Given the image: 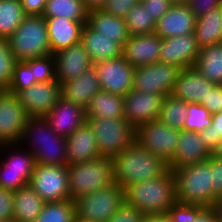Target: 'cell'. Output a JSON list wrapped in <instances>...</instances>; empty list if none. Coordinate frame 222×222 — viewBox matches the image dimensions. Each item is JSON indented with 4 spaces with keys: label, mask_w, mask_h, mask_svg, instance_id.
<instances>
[{
    "label": "cell",
    "mask_w": 222,
    "mask_h": 222,
    "mask_svg": "<svg viewBox=\"0 0 222 222\" xmlns=\"http://www.w3.org/2000/svg\"><path fill=\"white\" fill-rule=\"evenodd\" d=\"M16 95L29 117H44L61 98V84L57 79L37 82Z\"/></svg>",
    "instance_id": "14"
},
{
    "label": "cell",
    "mask_w": 222,
    "mask_h": 222,
    "mask_svg": "<svg viewBox=\"0 0 222 222\" xmlns=\"http://www.w3.org/2000/svg\"><path fill=\"white\" fill-rule=\"evenodd\" d=\"M87 25L103 36L112 38L122 47L129 38L125 19L108 14L102 9L88 11Z\"/></svg>",
    "instance_id": "28"
},
{
    "label": "cell",
    "mask_w": 222,
    "mask_h": 222,
    "mask_svg": "<svg viewBox=\"0 0 222 222\" xmlns=\"http://www.w3.org/2000/svg\"><path fill=\"white\" fill-rule=\"evenodd\" d=\"M24 62L32 69V74L36 83L56 80L54 55L49 54Z\"/></svg>",
    "instance_id": "39"
},
{
    "label": "cell",
    "mask_w": 222,
    "mask_h": 222,
    "mask_svg": "<svg viewBox=\"0 0 222 222\" xmlns=\"http://www.w3.org/2000/svg\"><path fill=\"white\" fill-rule=\"evenodd\" d=\"M114 181L120 187L162 176L168 163L144 149L136 140L114 159Z\"/></svg>",
    "instance_id": "2"
},
{
    "label": "cell",
    "mask_w": 222,
    "mask_h": 222,
    "mask_svg": "<svg viewBox=\"0 0 222 222\" xmlns=\"http://www.w3.org/2000/svg\"><path fill=\"white\" fill-rule=\"evenodd\" d=\"M55 58L56 79L60 84L77 78L93 66L88 52L81 42L53 54Z\"/></svg>",
    "instance_id": "20"
},
{
    "label": "cell",
    "mask_w": 222,
    "mask_h": 222,
    "mask_svg": "<svg viewBox=\"0 0 222 222\" xmlns=\"http://www.w3.org/2000/svg\"><path fill=\"white\" fill-rule=\"evenodd\" d=\"M28 119L18 96L5 90L0 95V152L3 148L8 151L9 147L14 149L20 145Z\"/></svg>",
    "instance_id": "9"
},
{
    "label": "cell",
    "mask_w": 222,
    "mask_h": 222,
    "mask_svg": "<svg viewBox=\"0 0 222 222\" xmlns=\"http://www.w3.org/2000/svg\"><path fill=\"white\" fill-rule=\"evenodd\" d=\"M29 185L44 202L70 200L67 166L35 164Z\"/></svg>",
    "instance_id": "10"
},
{
    "label": "cell",
    "mask_w": 222,
    "mask_h": 222,
    "mask_svg": "<svg viewBox=\"0 0 222 222\" xmlns=\"http://www.w3.org/2000/svg\"><path fill=\"white\" fill-rule=\"evenodd\" d=\"M43 17H64L87 24L88 10L83 0H48Z\"/></svg>",
    "instance_id": "33"
},
{
    "label": "cell",
    "mask_w": 222,
    "mask_h": 222,
    "mask_svg": "<svg viewBox=\"0 0 222 222\" xmlns=\"http://www.w3.org/2000/svg\"><path fill=\"white\" fill-rule=\"evenodd\" d=\"M80 42L94 63L110 60L122 56V46L112 38L103 36L100 32L84 25Z\"/></svg>",
    "instance_id": "27"
},
{
    "label": "cell",
    "mask_w": 222,
    "mask_h": 222,
    "mask_svg": "<svg viewBox=\"0 0 222 222\" xmlns=\"http://www.w3.org/2000/svg\"><path fill=\"white\" fill-rule=\"evenodd\" d=\"M139 2L147 8L156 22L162 18L172 5L170 0H139Z\"/></svg>",
    "instance_id": "48"
},
{
    "label": "cell",
    "mask_w": 222,
    "mask_h": 222,
    "mask_svg": "<svg viewBox=\"0 0 222 222\" xmlns=\"http://www.w3.org/2000/svg\"><path fill=\"white\" fill-rule=\"evenodd\" d=\"M101 90L96 70L92 66L77 78L61 84V97L86 109L91 98Z\"/></svg>",
    "instance_id": "24"
},
{
    "label": "cell",
    "mask_w": 222,
    "mask_h": 222,
    "mask_svg": "<svg viewBox=\"0 0 222 222\" xmlns=\"http://www.w3.org/2000/svg\"><path fill=\"white\" fill-rule=\"evenodd\" d=\"M124 19L129 36L155 32L156 21L140 2L129 11Z\"/></svg>",
    "instance_id": "37"
},
{
    "label": "cell",
    "mask_w": 222,
    "mask_h": 222,
    "mask_svg": "<svg viewBox=\"0 0 222 222\" xmlns=\"http://www.w3.org/2000/svg\"><path fill=\"white\" fill-rule=\"evenodd\" d=\"M221 5V0H189L188 2V6L196 17L203 16Z\"/></svg>",
    "instance_id": "49"
},
{
    "label": "cell",
    "mask_w": 222,
    "mask_h": 222,
    "mask_svg": "<svg viewBox=\"0 0 222 222\" xmlns=\"http://www.w3.org/2000/svg\"><path fill=\"white\" fill-rule=\"evenodd\" d=\"M196 19L188 4H172L156 22L155 33L162 39L194 33Z\"/></svg>",
    "instance_id": "21"
},
{
    "label": "cell",
    "mask_w": 222,
    "mask_h": 222,
    "mask_svg": "<svg viewBox=\"0 0 222 222\" xmlns=\"http://www.w3.org/2000/svg\"><path fill=\"white\" fill-rule=\"evenodd\" d=\"M45 202L27 184L14 191L13 219L17 222H35Z\"/></svg>",
    "instance_id": "30"
},
{
    "label": "cell",
    "mask_w": 222,
    "mask_h": 222,
    "mask_svg": "<svg viewBox=\"0 0 222 222\" xmlns=\"http://www.w3.org/2000/svg\"><path fill=\"white\" fill-rule=\"evenodd\" d=\"M24 139L32 142L33 148H26L36 164L67 166L66 138L58 135L44 117H29L20 144Z\"/></svg>",
    "instance_id": "3"
},
{
    "label": "cell",
    "mask_w": 222,
    "mask_h": 222,
    "mask_svg": "<svg viewBox=\"0 0 222 222\" xmlns=\"http://www.w3.org/2000/svg\"><path fill=\"white\" fill-rule=\"evenodd\" d=\"M180 70L177 66L160 61L136 67L132 90L159 94L165 97L172 93Z\"/></svg>",
    "instance_id": "12"
},
{
    "label": "cell",
    "mask_w": 222,
    "mask_h": 222,
    "mask_svg": "<svg viewBox=\"0 0 222 222\" xmlns=\"http://www.w3.org/2000/svg\"><path fill=\"white\" fill-rule=\"evenodd\" d=\"M86 123L96 137L101 157L114 159L135 141L136 130L125 118H86Z\"/></svg>",
    "instance_id": "7"
},
{
    "label": "cell",
    "mask_w": 222,
    "mask_h": 222,
    "mask_svg": "<svg viewBox=\"0 0 222 222\" xmlns=\"http://www.w3.org/2000/svg\"><path fill=\"white\" fill-rule=\"evenodd\" d=\"M208 163L211 167V178L213 193L222 198V159H219L212 154L208 158Z\"/></svg>",
    "instance_id": "46"
},
{
    "label": "cell",
    "mask_w": 222,
    "mask_h": 222,
    "mask_svg": "<svg viewBox=\"0 0 222 222\" xmlns=\"http://www.w3.org/2000/svg\"><path fill=\"white\" fill-rule=\"evenodd\" d=\"M101 90L125 96L133 89L135 68L123 56L93 64Z\"/></svg>",
    "instance_id": "13"
},
{
    "label": "cell",
    "mask_w": 222,
    "mask_h": 222,
    "mask_svg": "<svg viewBox=\"0 0 222 222\" xmlns=\"http://www.w3.org/2000/svg\"><path fill=\"white\" fill-rule=\"evenodd\" d=\"M44 18L52 55L80 42L84 23L64 17Z\"/></svg>",
    "instance_id": "23"
},
{
    "label": "cell",
    "mask_w": 222,
    "mask_h": 222,
    "mask_svg": "<svg viewBox=\"0 0 222 222\" xmlns=\"http://www.w3.org/2000/svg\"><path fill=\"white\" fill-rule=\"evenodd\" d=\"M35 83L32 69L24 61H17L6 91L17 94L20 90L31 87Z\"/></svg>",
    "instance_id": "41"
},
{
    "label": "cell",
    "mask_w": 222,
    "mask_h": 222,
    "mask_svg": "<svg viewBox=\"0 0 222 222\" xmlns=\"http://www.w3.org/2000/svg\"><path fill=\"white\" fill-rule=\"evenodd\" d=\"M139 0H107L102 8L106 13L125 18Z\"/></svg>",
    "instance_id": "43"
},
{
    "label": "cell",
    "mask_w": 222,
    "mask_h": 222,
    "mask_svg": "<svg viewBox=\"0 0 222 222\" xmlns=\"http://www.w3.org/2000/svg\"><path fill=\"white\" fill-rule=\"evenodd\" d=\"M5 91V89L0 88V95Z\"/></svg>",
    "instance_id": "62"
},
{
    "label": "cell",
    "mask_w": 222,
    "mask_h": 222,
    "mask_svg": "<svg viewBox=\"0 0 222 222\" xmlns=\"http://www.w3.org/2000/svg\"><path fill=\"white\" fill-rule=\"evenodd\" d=\"M123 189L125 203L145 215L167 213L177 201L176 178L171 169L160 177L132 183Z\"/></svg>",
    "instance_id": "1"
},
{
    "label": "cell",
    "mask_w": 222,
    "mask_h": 222,
    "mask_svg": "<svg viewBox=\"0 0 222 222\" xmlns=\"http://www.w3.org/2000/svg\"><path fill=\"white\" fill-rule=\"evenodd\" d=\"M200 48L194 33L162 39L159 61L179 67L192 68Z\"/></svg>",
    "instance_id": "16"
},
{
    "label": "cell",
    "mask_w": 222,
    "mask_h": 222,
    "mask_svg": "<svg viewBox=\"0 0 222 222\" xmlns=\"http://www.w3.org/2000/svg\"><path fill=\"white\" fill-rule=\"evenodd\" d=\"M193 67L210 82L222 85V43L201 48Z\"/></svg>",
    "instance_id": "32"
},
{
    "label": "cell",
    "mask_w": 222,
    "mask_h": 222,
    "mask_svg": "<svg viewBox=\"0 0 222 222\" xmlns=\"http://www.w3.org/2000/svg\"><path fill=\"white\" fill-rule=\"evenodd\" d=\"M67 169L70 200L73 201L115 183L111 158L99 157L85 163L67 165Z\"/></svg>",
    "instance_id": "5"
},
{
    "label": "cell",
    "mask_w": 222,
    "mask_h": 222,
    "mask_svg": "<svg viewBox=\"0 0 222 222\" xmlns=\"http://www.w3.org/2000/svg\"><path fill=\"white\" fill-rule=\"evenodd\" d=\"M211 154L198 132L180 130L176 153L168 163V167L177 169L202 162L207 160Z\"/></svg>",
    "instance_id": "22"
},
{
    "label": "cell",
    "mask_w": 222,
    "mask_h": 222,
    "mask_svg": "<svg viewBox=\"0 0 222 222\" xmlns=\"http://www.w3.org/2000/svg\"><path fill=\"white\" fill-rule=\"evenodd\" d=\"M180 130L171 128L159 120H153L136 129L135 140L154 156L166 163L174 157Z\"/></svg>",
    "instance_id": "11"
},
{
    "label": "cell",
    "mask_w": 222,
    "mask_h": 222,
    "mask_svg": "<svg viewBox=\"0 0 222 222\" xmlns=\"http://www.w3.org/2000/svg\"><path fill=\"white\" fill-rule=\"evenodd\" d=\"M199 103L204 105L211 114L222 111V85L214 84L208 91L206 99H202Z\"/></svg>",
    "instance_id": "45"
},
{
    "label": "cell",
    "mask_w": 222,
    "mask_h": 222,
    "mask_svg": "<svg viewBox=\"0 0 222 222\" xmlns=\"http://www.w3.org/2000/svg\"><path fill=\"white\" fill-rule=\"evenodd\" d=\"M6 1H14V2H18V1H21V0H6Z\"/></svg>",
    "instance_id": "63"
},
{
    "label": "cell",
    "mask_w": 222,
    "mask_h": 222,
    "mask_svg": "<svg viewBox=\"0 0 222 222\" xmlns=\"http://www.w3.org/2000/svg\"><path fill=\"white\" fill-rule=\"evenodd\" d=\"M162 38L154 33L129 36L122 56L134 68L159 62Z\"/></svg>",
    "instance_id": "18"
},
{
    "label": "cell",
    "mask_w": 222,
    "mask_h": 222,
    "mask_svg": "<svg viewBox=\"0 0 222 222\" xmlns=\"http://www.w3.org/2000/svg\"><path fill=\"white\" fill-rule=\"evenodd\" d=\"M212 124V114L200 103H188L184 131L201 132Z\"/></svg>",
    "instance_id": "38"
},
{
    "label": "cell",
    "mask_w": 222,
    "mask_h": 222,
    "mask_svg": "<svg viewBox=\"0 0 222 222\" xmlns=\"http://www.w3.org/2000/svg\"><path fill=\"white\" fill-rule=\"evenodd\" d=\"M67 165L85 163L101 157L92 129L87 123L66 138Z\"/></svg>",
    "instance_id": "25"
},
{
    "label": "cell",
    "mask_w": 222,
    "mask_h": 222,
    "mask_svg": "<svg viewBox=\"0 0 222 222\" xmlns=\"http://www.w3.org/2000/svg\"><path fill=\"white\" fill-rule=\"evenodd\" d=\"M16 61H26L51 54L45 18L27 15L8 38Z\"/></svg>",
    "instance_id": "6"
},
{
    "label": "cell",
    "mask_w": 222,
    "mask_h": 222,
    "mask_svg": "<svg viewBox=\"0 0 222 222\" xmlns=\"http://www.w3.org/2000/svg\"><path fill=\"white\" fill-rule=\"evenodd\" d=\"M222 30V5L197 17L194 35L199 48L220 43Z\"/></svg>",
    "instance_id": "31"
},
{
    "label": "cell",
    "mask_w": 222,
    "mask_h": 222,
    "mask_svg": "<svg viewBox=\"0 0 222 222\" xmlns=\"http://www.w3.org/2000/svg\"><path fill=\"white\" fill-rule=\"evenodd\" d=\"M187 108V102L169 94L163 99L158 120L171 128L183 130Z\"/></svg>",
    "instance_id": "34"
},
{
    "label": "cell",
    "mask_w": 222,
    "mask_h": 222,
    "mask_svg": "<svg viewBox=\"0 0 222 222\" xmlns=\"http://www.w3.org/2000/svg\"><path fill=\"white\" fill-rule=\"evenodd\" d=\"M163 99L159 94L131 90L124 96V118L135 130L158 120Z\"/></svg>",
    "instance_id": "15"
},
{
    "label": "cell",
    "mask_w": 222,
    "mask_h": 222,
    "mask_svg": "<svg viewBox=\"0 0 222 222\" xmlns=\"http://www.w3.org/2000/svg\"><path fill=\"white\" fill-rule=\"evenodd\" d=\"M212 155L219 159H222V140L218 143L217 147L212 152Z\"/></svg>",
    "instance_id": "57"
},
{
    "label": "cell",
    "mask_w": 222,
    "mask_h": 222,
    "mask_svg": "<svg viewBox=\"0 0 222 222\" xmlns=\"http://www.w3.org/2000/svg\"><path fill=\"white\" fill-rule=\"evenodd\" d=\"M161 222H176L172 216L167 212L161 214Z\"/></svg>",
    "instance_id": "58"
},
{
    "label": "cell",
    "mask_w": 222,
    "mask_h": 222,
    "mask_svg": "<svg viewBox=\"0 0 222 222\" xmlns=\"http://www.w3.org/2000/svg\"><path fill=\"white\" fill-rule=\"evenodd\" d=\"M75 217V201H53L45 202L35 222H73Z\"/></svg>",
    "instance_id": "36"
},
{
    "label": "cell",
    "mask_w": 222,
    "mask_h": 222,
    "mask_svg": "<svg viewBox=\"0 0 222 222\" xmlns=\"http://www.w3.org/2000/svg\"><path fill=\"white\" fill-rule=\"evenodd\" d=\"M144 216L137 208L124 203L107 222H142Z\"/></svg>",
    "instance_id": "44"
},
{
    "label": "cell",
    "mask_w": 222,
    "mask_h": 222,
    "mask_svg": "<svg viewBox=\"0 0 222 222\" xmlns=\"http://www.w3.org/2000/svg\"><path fill=\"white\" fill-rule=\"evenodd\" d=\"M107 0H83L84 5L88 11L95 9H102Z\"/></svg>",
    "instance_id": "54"
},
{
    "label": "cell",
    "mask_w": 222,
    "mask_h": 222,
    "mask_svg": "<svg viewBox=\"0 0 222 222\" xmlns=\"http://www.w3.org/2000/svg\"><path fill=\"white\" fill-rule=\"evenodd\" d=\"M194 222H219L216 210L214 208H205Z\"/></svg>",
    "instance_id": "52"
},
{
    "label": "cell",
    "mask_w": 222,
    "mask_h": 222,
    "mask_svg": "<svg viewBox=\"0 0 222 222\" xmlns=\"http://www.w3.org/2000/svg\"><path fill=\"white\" fill-rule=\"evenodd\" d=\"M212 125L216 137H222V111L212 114Z\"/></svg>",
    "instance_id": "53"
},
{
    "label": "cell",
    "mask_w": 222,
    "mask_h": 222,
    "mask_svg": "<svg viewBox=\"0 0 222 222\" xmlns=\"http://www.w3.org/2000/svg\"><path fill=\"white\" fill-rule=\"evenodd\" d=\"M205 209L201 205L184 204L176 201L168 213L176 222H194L197 216Z\"/></svg>",
    "instance_id": "42"
},
{
    "label": "cell",
    "mask_w": 222,
    "mask_h": 222,
    "mask_svg": "<svg viewBox=\"0 0 222 222\" xmlns=\"http://www.w3.org/2000/svg\"><path fill=\"white\" fill-rule=\"evenodd\" d=\"M214 83L202 76L194 67L181 69L172 95L187 103H199Z\"/></svg>",
    "instance_id": "26"
},
{
    "label": "cell",
    "mask_w": 222,
    "mask_h": 222,
    "mask_svg": "<svg viewBox=\"0 0 222 222\" xmlns=\"http://www.w3.org/2000/svg\"><path fill=\"white\" fill-rule=\"evenodd\" d=\"M11 154L2 163L0 161V187L15 191L29 184L36 162L29 150Z\"/></svg>",
    "instance_id": "17"
},
{
    "label": "cell",
    "mask_w": 222,
    "mask_h": 222,
    "mask_svg": "<svg viewBox=\"0 0 222 222\" xmlns=\"http://www.w3.org/2000/svg\"><path fill=\"white\" fill-rule=\"evenodd\" d=\"M142 222H161V214L158 215H153V214H149V215H145L142 219Z\"/></svg>",
    "instance_id": "56"
},
{
    "label": "cell",
    "mask_w": 222,
    "mask_h": 222,
    "mask_svg": "<svg viewBox=\"0 0 222 222\" xmlns=\"http://www.w3.org/2000/svg\"><path fill=\"white\" fill-rule=\"evenodd\" d=\"M201 139L204 141L207 149L212 153L217 147L218 143L222 140V137H216V132L211 124L203 131L199 132Z\"/></svg>",
    "instance_id": "51"
},
{
    "label": "cell",
    "mask_w": 222,
    "mask_h": 222,
    "mask_svg": "<svg viewBox=\"0 0 222 222\" xmlns=\"http://www.w3.org/2000/svg\"><path fill=\"white\" fill-rule=\"evenodd\" d=\"M85 110L86 118H124V96L100 90L91 98Z\"/></svg>",
    "instance_id": "29"
},
{
    "label": "cell",
    "mask_w": 222,
    "mask_h": 222,
    "mask_svg": "<svg viewBox=\"0 0 222 222\" xmlns=\"http://www.w3.org/2000/svg\"><path fill=\"white\" fill-rule=\"evenodd\" d=\"M44 118L58 135L68 138L86 123V110L61 97Z\"/></svg>",
    "instance_id": "19"
},
{
    "label": "cell",
    "mask_w": 222,
    "mask_h": 222,
    "mask_svg": "<svg viewBox=\"0 0 222 222\" xmlns=\"http://www.w3.org/2000/svg\"><path fill=\"white\" fill-rule=\"evenodd\" d=\"M0 222H17L15 219H11V220H4V221H0Z\"/></svg>",
    "instance_id": "61"
},
{
    "label": "cell",
    "mask_w": 222,
    "mask_h": 222,
    "mask_svg": "<svg viewBox=\"0 0 222 222\" xmlns=\"http://www.w3.org/2000/svg\"><path fill=\"white\" fill-rule=\"evenodd\" d=\"M16 62L10 50L8 39L0 38V88L5 90L8 88Z\"/></svg>",
    "instance_id": "40"
},
{
    "label": "cell",
    "mask_w": 222,
    "mask_h": 222,
    "mask_svg": "<svg viewBox=\"0 0 222 222\" xmlns=\"http://www.w3.org/2000/svg\"><path fill=\"white\" fill-rule=\"evenodd\" d=\"M213 208L216 210V213H217V216H218V221L222 222V198H219L216 201Z\"/></svg>",
    "instance_id": "55"
},
{
    "label": "cell",
    "mask_w": 222,
    "mask_h": 222,
    "mask_svg": "<svg viewBox=\"0 0 222 222\" xmlns=\"http://www.w3.org/2000/svg\"><path fill=\"white\" fill-rule=\"evenodd\" d=\"M172 4H188L189 0H170Z\"/></svg>",
    "instance_id": "59"
},
{
    "label": "cell",
    "mask_w": 222,
    "mask_h": 222,
    "mask_svg": "<svg viewBox=\"0 0 222 222\" xmlns=\"http://www.w3.org/2000/svg\"><path fill=\"white\" fill-rule=\"evenodd\" d=\"M27 15L21 2L0 0V38H9Z\"/></svg>",
    "instance_id": "35"
},
{
    "label": "cell",
    "mask_w": 222,
    "mask_h": 222,
    "mask_svg": "<svg viewBox=\"0 0 222 222\" xmlns=\"http://www.w3.org/2000/svg\"><path fill=\"white\" fill-rule=\"evenodd\" d=\"M48 0H21L26 15L42 16Z\"/></svg>",
    "instance_id": "50"
},
{
    "label": "cell",
    "mask_w": 222,
    "mask_h": 222,
    "mask_svg": "<svg viewBox=\"0 0 222 222\" xmlns=\"http://www.w3.org/2000/svg\"><path fill=\"white\" fill-rule=\"evenodd\" d=\"M14 191L0 187V221L13 219Z\"/></svg>",
    "instance_id": "47"
},
{
    "label": "cell",
    "mask_w": 222,
    "mask_h": 222,
    "mask_svg": "<svg viewBox=\"0 0 222 222\" xmlns=\"http://www.w3.org/2000/svg\"><path fill=\"white\" fill-rule=\"evenodd\" d=\"M73 222H95V221H91V220H86V219H82L80 217H75Z\"/></svg>",
    "instance_id": "60"
},
{
    "label": "cell",
    "mask_w": 222,
    "mask_h": 222,
    "mask_svg": "<svg viewBox=\"0 0 222 222\" xmlns=\"http://www.w3.org/2000/svg\"><path fill=\"white\" fill-rule=\"evenodd\" d=\"M124 203V189L114 183L76 199V216L95 222H107Z\"/></svg>",
    "instance_id": "8"
},
{
    "label": "cell",
    "mask_w": 222,
    "mask_h": 222,
    "mask_svg": "<svg viewBox=\"0 0 222 222\" xmlns=\"http://www.w3.org/2000/svg\"><path fill=\"white\" fill-rule=\"evenodd\" d=\"M176 178V198L184 204L213 208L219 199L211 187V167L208 159L195 164L171 169Z\"/></svg>",
    "instance_id": "4"
}]
</instances>
